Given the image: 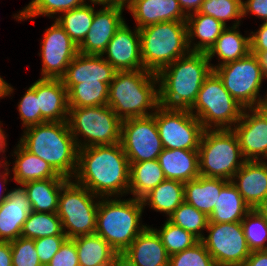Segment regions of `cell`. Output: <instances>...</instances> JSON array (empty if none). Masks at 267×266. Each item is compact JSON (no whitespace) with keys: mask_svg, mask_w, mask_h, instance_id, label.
<instances>
[{"mask_svg":"<svg viewBox=\"0 0 267 266\" xmlns=\"http://www.w3.org/2000/svg\"><path fill=\"white\" fill-rule=\"evenodd\" d=\"M143 68L157 74L189 54L186 22L166 21L139 29Z\"/></svg>","mask_w":267,"mask_h":266,"instance_id":"8992f818","label":"cell"},{"mask_svg":"<svg viewBox=\"0 0 267 266\" xmlns=\"http://www.w3.org/2000/svg\"><path fill=\"white\" fill-rule=\"evenodd\" d=\"M198 152L199 174L205 177L231 181L246 161L232 129L204 130Z\"/></svg>","mask_w":267,"mask_h":266,"instance_id":"52a82bcc","label":"cell"},{"mask_svg":"<svg viewBox=\"0 0 267 266\" xmlns=\"http://www.w3.org/2000/svg\"><path fill=\"white\" fill-rule=\"evenodd\" d=\"M250 34L251 53L258 55L267 51V22H263L256 32Z\"/></svg>","mask_w":267,"mask_h":266,"instance_id":"c3c4849f","label":"cell"},{"mask_svg":"<svg viewBox=\"0 0 267 266\" xmlns=\"http://www.w3.org/2000/svg\"><path fill=\"white\" fill-rule=\"evenodd\" d=\"M242 5L243 17H246L248 13H252L264 22H267V0H243Z\"/></svg>","mask_w":267,"mask_h":266,"instance_id":"681fc988","label":"cell"},{"mask_svg":"<svg viewBox=\"0 0 267 266\" xmlns=\"http://www.w3.org/2000/svg\"><path fill=\"white\" fill-rule=\"evenodd\" d=\"M125 6L138 29L166 21L186 22L187 18L178 0H126Z\"/></svg>","mask_w":267,"mask_h":266,"instance_id":"ffe728a7","label":"cell"},{"mask_svg":"<svg viewBox=\"0 0 267 266\" xmlns=\"http://www.w3.org/2000/svg\"><path fill=\"white\" fill-rule=\"evenodd\" d=\"M111 266H136L124 253H116Z\"/></svg>","mask_w":267,"mask_h":266,"instance_id":"11a10c76","label":"cell"},{"mask_svg":"<svg viewBox=\"0 0 267 266\" xmlns=\"http://www.w3.org/2000/svg\"><path fill=\"white\" fill-rule=\"evenodd\" d=\"M256 210L265 218L267 221V195L264 200L259 204Z\"/></svg>","mask_w":267,"mask_h":266,"instance_id":"91938a15","label":"cell"},{"mask_svg":"<svg viewBox=\"0 0 267 266\" xmlns=\"http://www.w3.org/2000/svg\"><path fill=\"white\" fill-rule=\"evenodd\" d=\"M141 200L144 207L149 205L168 218L185 201L184 183L165 179Z\"/></svg>","mask_w":267,"mask_h":266,"instance_id":"d6a6232c","label":"cell"},{"mask_svg":"<svg viewBox=\"0 0 267 266\" xmlns=\"http://www.w3.org/2000/svg\"><path fill=\"white\" fill-rule=\"evenodd\" d=\"M126 6H103L95 10L90 30L78 46V53L84 55H102L116 31L125 19L122 13Z\"/></svg>","mask_w":267,"mask_h":266,"instance_id":"e0dca14e","label":"cell"},{"mask_svg":"<svg viewBox=\"0 0 267 266\" xmlns=\"http://www.w3.org/2000/svg\"><path fill=\"white\" fill-rule=\"evenodd\" d=\"M55 235H65L62 222L57 213L31 211L24 222L21 237L39 239Z\"/></svg>","mask_w":267,"mask_h":266,"instance_id":"8d00e7d4","label":"cell"},{"mask_svg":"<svg viewBox=\"0 0 267 266\" xmlns=\"http://www.w3.org/2000/svg\"><path fill=\"white\" fill-rule=\"evenodd\" d=\"M5 161V162H4ZM2 160L0 161V168H4V171H2V173L0 172V179L3 181V183L6 185L7 184V178L8 175L10 174V169H9V165L10 163H8L7 159L6 160ZM2 163V164H1ZM1 185V184H0ZM2 193H0V200H6L7 196H8V192H6V194H4V191H2Z\"/></svg>","mask_w":267,"mask_h":266,"instance_id":"db71d44e","label":"cell"},{"mask_svg":"<svg viewBox=\"0 0 267 266\" xmlns=\"http://www.w3.org/2000/svg\"><path fill=\"white\" fill-rule=\"evenodd\" d=\"M103 55H107L104 59L117 71L144 69L139 29L136 27L132 31L124 22L108 43Z\"/></svg>","mask_w":267,"mask_h":266,"instance_id":"ac0fdd59","label":"cell"},{"mask_svg":"<svg viewBox=\"0 0 267 266\" xmlns=\"http://www.w3.org/2000/svg\"><path fill=\"white\" fill-rule=\"evenodd\" d=\"M67 178L34 180L22 186L30 201L32 211L57 213L61 188L69 181Z\"/></svg>","mask_w":267,"mask_h":266,"instance_id":"f1b7e54d","label":"cell"},{"mask_svg":"<svg viewBox=\"0 0 267 266\" xmlns=\"http://www.w3.org/2000/svg\"><path fill=\"white\" fill-rule=\"evenodd\" d=\"M228 182L226 179L200 175L184 183L185 202L209 216L215 207L221 189Z\"/></svg>","mask_w":267,"mask_h":266,"instance_id":"4316f807","label":"cell"},{"mask_svg":"<svg viewBox=\"0 0 267 266\" xmlns=\"http://www.w3.org/2000/svg\"><path fill=\"white\" fill-rule=\"evenodd\" d=\"M12 156H16L12 167L13 180L19 185L34 180L65 178L59 175L47 162L27 151L20 143Z\"/></svg>","mask_w":267,"mask_h":266,"instance_id":"f546056e","label":"cell"},{"mask_svg":"<svg viewBox=\"0 0 267 266\" xmlns=\"http://www.w3.org/2000/svg\"><path fill=\"white\" fill-rule=\"evenodd\" d=\"M93 5H102L103 6H125L126 0H89ZM86 2V0H85Z\"/></svg>","mask_w":267,"mask_h":266,"instance_id":"9f6ffc18","label":"cell"},{"mask_svg":"<svg viewBox=\"0 0 267 266\" xmlns=\"http://www.w3.org/2000/svg\"><path fill=\"white\" fill-rule=\"evenodd\" d=\"M67 89L69 107L107 105L109 85L104 82L64 84Z\"/></svg>","mask_w":267,"mask_h":266,"instance_id":"d590c367","label":"cell"},{"mask_svg":"<svg viewBox=\"0 0 267 266\" xmlns=\"http://www.w3.org/2000/svg\"><path fill=\"white\" fill-rule=\"evenodd\" d=\"M73 180L100 198L128 194L130 163L121 143L79 149Z\"/></svg>","mask_w":267,"mask_h":266,"instance_id":"6da1fadb","label":"cell"},{"mask_svg":"<svg viewBox=\"0 0 267 266\" xmlns=\"http://www.w3.org/2000/svg\"><path fill=\"white\" fill-rule=\"evenodd\" d=\"M238 30L239 25L226 27L206 53L210 63L215 54L219 61L222 60L217 65L211 64L213 70L228 62L239 60L251 52L250 35L243 36Z\"/></svg>","mask_w":267,"mask_h":266,"instance_id":"83f0119b","label":"cell"},{"mask_svg":"<svg viewBox=\"0 0 267 266\" xmlns=\"http://www.w3.org/2000/svg\"><path fill=\"white\" fill-rule=\"evenodd\" d=\"M267 116V101L258 107Z\"/></svg>","mask_w":267,"mask_h":266,"instance_id":"6125c7cd","label":"cell"},{"mask_svg":"<svg viewBox=\"0 0 267 266\" xmlns=\"http://www.w3.org/2000/svg\"><path fill=\"white\" fill-rule=\"evenodd\" d=\"M153 229L159 235L169 256L178 252H182L183 250L192 247L199 241V239L192 233L172 224L168 220L165 221L160 230L157 228Z\"/></svg>","mask_w":267,"mask_h":266,"instance_id":"ab89813d","label":"cell"},{"mask_svg":"<svg viewBox=\"0 0 267 266\" xmlns=\"http://www.w3.org/2000/svg\"><path fill=\"white\" fill-rule=\"evenodd\" d=\"M12 266H42L35 250L34 239L19 237L10 242Z\"/></svg>","mask_w":267,"mask_h":266,"instance_id":"f6af8a7d","label":"cell"},{"mask_svg":"<svg viewBox=\"0 0 267 266\" xmlns=\"http://www.w3.org/2000/svg\"><path fill=\"white\" fill-rule=\"evenodd\" d=\"M169 266H217L201 240L182 252L169 256Z\"/></svg>","mask_w":267,"mask_h":266,"instance_id":"7bdbcfd3","label":"cell"},{"mask_svg":"<svg viewBox=\"0 0 267 266\" xmlns=\"http://www.w3.org/2000/svg\"><path fill=\"white\" fill-rule=\"evenodd\" d=\"M206 230L201 241L217 266H239L250 256L241 222L208 223Z\"/></svg>","mask_w":267,"mask_h":266,"instance_id":"4fadbf2b","label":"cell"},{"mask_svg":"<svg viewBox=\"0 0 267 266\" xmlns=\"http://www.w3.org/2000/svg\"><path fill=\"white\" fill-rule=\"evenodd\" d=\"M257 57L260 61L264 78L267 79V51L259 53Z\"/></svg>","mask_w":267,"mask_h":266,"instance_id":"680465c9","label":"cell"},{"mask_svg":"<svg viewBox=\"0 0 267 266\" xmlns=\"http://www.w3.org/2000/svg\"><path fill=\"white\" fill-rule=\"evenodd\" d=\"M249 250H267V221L256 210L251 209L241 221Z\"/></svg>","mask_w":267,"mask_h":266,"instance_id":"60d3db41","label":"cell"},{"mask_svg":"<svg viewBox=\"0 0 267 266\" xmlns=\"http://www.w3.org/2000/svg\"><path fill=\"white\" fill-rule=\"evenodd\" d=\"M36 98L41 116L47 122H67L68 95L62 79H38L36 81Z\"/></svg>","mask_w":267,"mask_h":266,"instance_id":"603a6c76","label":"cell"},{"mask_svg":"<svg viewBox=\"0 0 267 266\" xmlns=\"http://www.w3.org/2000/svg\"><path fill=\"white\" fill-rule=\"evenodd\" d=\"M95 7L89 3L61 13L55 21L66 31L78 47L90 30L94 18Z\"/></svg>","mask_w":267,"mask_h":266,"instance_id":"e575fe53","label":"cell"},{"mask_svg":"<svg viewBox=\"0 0 267 266\" xmlns=\"http://www.w3.org/2000/svg\"><path fill=\"white\" fill-rule=\"evenodd\" d=\"M211 64L206 53L190 52L160 70L156 74L159 106L190 109L205 78L213 70Z\"/></svg>","mask_w":267,"mask_h":266,"instance_id":"7a4b0ae2","label":"cell"},{"mask_svg":"<svg viewBox=\"0 0 267 266\" xmlns=\"http://www.w3.org/2000/svg\"><path fill=\"white\" fill-rule=\"evenodd\" d=\"M231 182L251 209H256L267 195V161H245Z\"/></svg>","mask_w":267,"mask_h":266,"instance_id":"7402d4cb","label":"cell"},{"mask_svg":"<svg viewBox=\"0 0 267 266\" xmlns=\"http://www.w3.org/2000/svg\"><path fill=\"white\" fill-rule=\"evenodd\" d=\"M167 220L192 233L199 240L205 236L203 230L206 231L209 223V217L205 213L197 210L185 201L167 218Z\"/></svg>","mask_w":267,"mask_h":266,"instance_id":"f35d334b","label":"cell"},{"mask_svg":"<svg viewBox=\"0 0 267 266\" xmlns=\"http://www.w3.org/2000/svg\"><path fill=\"white\" fill-rule=\"evenodd\" d=\"M204 0H178L183 12L188 16L198 12Z\"/></svg>","mask_w":267,"mask_h":266,"instance_id":"f5cc1de1","label":"cell"},{"mask_svg":"<svg viewBox=\"0 0 267 266\" xmlns=\"http://www.w3.org/2000/svg\"><path fill=\"white\" fill-rule=\"evenodd\" d=\"M5 200H0V206H1V204L4 202Z\"/></svg>","mask_w":267,"mask_h":266,"instance_id":"be15d7a7","label":"cell"},{"mask_svg":"<svg viewBox=\"0 0 267 266\" xmlns=\"http://www.w3.org/2000/svg\"><path fill=\"white\" fill-rule=\"evenodd\" d=\"M157 85V75L148 70L117 71L109 85L107 105L121 120L150 116L159 107Z\"/></svg>","mask_w":267,"mask_h":266,"instance_id":"277c9868","label":"cell"},{"mask_svg":"<svg viewBox=\"0 0 267 266\" xmlns=\"http://www.w3.org/2000/svg\"><path fill=\"white\" fill-rule=\"evenodd\" d=\"M99 199L72 179L61 188L57 215L67 238L95 234Z\"/></svg>","mask_w":267,"mask_h":266,"instance_id":"30bf717a","label":"cell"},{"mask_svg":"<svg viewBox=\"0 0 267 266\" xmlns=\"http://www.w3.org/2000/svg\"><path fill=\"white\" fill-rule=\"evenodd\" d=\"M250 210L235 185L229 181L221 189L215 207L208 216L209 223L241 222Z\"/></svg>","mask_w":267,"mask_h":266,"instance_id":"4dcf8cb0","label":"cell"},{"mask_svg":"<svg viewBox=\"0 0 267 266\" xmlns=\"http://www.w3.org/2000/svg\"><path fill=\"white\" fill-rule=\"evenodd\" d=\"M221 78L225 89L246 108H258L267 101L260 96V88L265 79L257 55L249 53L239 60L231 61L214 69Z\"/></svg>","mask_w":267,"mask_h":266,"instance_id":"8fae6325","label":"cell"},{"mask_svg":"<svg viewBox=\"0 0 267 266\" xmlns=\"http://www.w3.org/2000/svg\"><path fill=\"white\" fill-rule=\"evenodd\" d=\"M40 46L41 78L61 79L73 58L78 54V47L55 20L50 28L45 30Z\"/></svg>","mask_w":267,"mask_h":266,"instance_id":"9a60e30c","label":"cell"},{"mask_svg":"<svg viewBox=\"0 0 267 266\" xmlns=\"http://www.w3.org/2000/svg\"><path fill=\"white\" fill-rule=\"evenodd\" d=\"M2 122L0 121V125ZM4 129L1 128L0 126V153L3 152V154L6 152L5 147L7 146V141H6V135L5 132L3 131Z\"/></svg>","mask_w":267,"mask_h":266,"instance_id":"94428289","label":"cell"},{"mask_svg":"<svg viewBox=\"0 0 267 266\" xmlns=\"http://www.w3.org/2000/svg\"><path fill=\"white\" fill-rule=\"evenodd\" d=\"M155 121L163 148L198 151L205 129L189 109L159 106Z\"/></svg>","mask_w":267,"mask_h":266,"instance_id":"7c38bea8","label":"cell"},{"mask_svg":"<svg viewBox=\"0 0 267 266\" xmlns=\"http://www.w3.org/2000/svg\"><path fill=\"white\" fill-rule=\"evenodd\" d=\"M102 55H84L78 53L61 78L63 84L84 82H104L110 85L117 70Z\"/></svg>","mask_w":267,"mask_h":266,"instance_id":"44dd1931","label":"cell"},{"mask_svg":"<svg viewBox=\"0 0 267 266\" xmlns=\"http://www.w3.org/2000/svg\"><path fill=\"white\" fill-rule=\"evenodd\" d=\"M123 253L136 266H169L165 246L157 232L148 225Z\"/></svg>","mask_w":267,"mask_h":266,"instance_id":"cb8c5ba5","label":"cell"},{"mask_svg":"<svg viewBox=\"0 0 267 266\" xmlns=\"http://www.w3.org/2000/svg\"><path fill=\"white\" fill-rule=\"evenodd\" d=\"M66 239V235H55L34 239L35 250L37 251L42 266H47L50 263L51 258L60 249Z\"/></svg>","mask_w":267,"mask_h":266,"instance_id":"bcb514c9","label":"cell"},{"mask_svg":"<svg viewBox=\"0 0 267 266\" xmlns=\"http://www.w3.org/2000/svg\"><path fill=\"white\" fill-rule=\"evenodd\" d=\"M18 103V111L24 129L47 122L41 116L38 99L36 98V81L30 85Z\"/></svg>","mask_w":267,"mask_h":266,"instance_id":"ee69618b","label":"cell"},{"mask_svg":"<svg viewBox=\"0 0 267 266\" xmlns=\"http://www.w3.org/2000/svg\"><path fill=\"white\" fill-rule=\"evenodd\" d=\"M186 25L190 51L199 53H207L227 27L212 16L199 12L188 15ZM195 37L199 39L196 44L192 42Z\"/></svg>","mask_w":267,"mask_h":266,"instance_id":"484cf974","label":"cell"},{"mask_svg":"<svg viewBox=\"0 0 267 266\" xmlns=\"http://www.w3.org/2000/svg\"><path fill=\"white\" fill-rule=\"evenodd\" d=\"M232 130L246 161L267 159V116L259 108L244 109Z\"/></svg>","mask_w":267,"mask_h":266,"instance_id":"2e32d148","label":"cell"},{"mask_svg":"<svg viewBox=\"0 0 267 266\" xmlns=\"http://www.w3.org/2000/svg\"><path fill=\"white\" fill-rule=\"evenodd\" d=\"M80 266H111L117 253L97 234L74 237Z\"/></svg>","mask_w":267,"mask_h":266,"instance_id":"1f68e13d","label":"cell"},{"mask_svg":"<svg viewBox=\"0 0 267 266\" xmlns=\"http://www.w3.org/2000/svg\"><path fill=\"white\" fill-rule=\"evenodd\" d=\"M239 266H267V250L252 251L250 256Z\"/></svg>","mask_w":267,"mask_h":266,"instance_id":"f907efd6","label":"cell"},{"mask_svg":"<svg viewBox=\"0 0 267 266\" xmlns=\"http://www.w3.org/2000/svg\"><path fill=\"white\" fill-rule=\"evenodd\" d=\"M0 266H12L10 242L0 241Z\"/></svg>","mask_w":267,"mask_h":266,"instance_id":"816d5d0a","label":"cell"},{"mask_svg":"<svg viewBox=\"0 0 267 266\" xmlns=\"http://www.w3.org/2000/svg\"><path fill=\"white\" fill-rule=\"evenodd\" d=\"M243 0H204L198 11L216 20L221 21L225 26L228 20H234L232 26L240 25V19L243 18Z\"/></svg>","mask_w":267,"mask_h":266,"instance_id":"b9f144b4","label":"cell"},{"mask_svg":"<svg viewBox=\"0 0 267 266\" xmlns=\"http://www.w3.org/2000/svg\"><path fill=\"white\" fill-rule=\"evenodd\" d=\"M47 266H80L73 238H67Z\"/></svg>","mask_w":267,"mask_h":266,"instance_id":"7dc6e473","label":"cell"},{"mask_svg":"<svg viewBox=\"0 0 267 266\" xmlns=\"http://www.w3.org/2000/svg\"><path fill=\"white\" fill-rule=\"evenodd\" d=\"M120 143L129 163L157 159L164 148L155 121V112L147 117L122 120Z\"/></svg>","mask_w":267,"mask_h":266,"instance_id":"5bb4252c","label":"cell"},{"mask_svg":"<svg viewBox=\"0 0 267 266\" xmlns=\"http://www.w3.org/2000/svg\"><path fill=\"white\" fill-rule=\"evenodd\" d=\"M13 87L9 85L1 76H0V99L10 96L13 93Z\"/></svg>","mask_w":267,"mask_h":266,"instance_id":"6f0895ef","label":"cell"},{"mask_svg":"<svg viewBox=\"0 0 267 266\" xmlns=\"http://www.w3.org/2000/svg\"><path fill=\"white\" fill-rule=\"evenodd\" d=\"M244 107L225 89L221 78L212 72L205 78L189 111L205 130L232 129L241 119Z\"/></svg>","mask_w":267,"mask_h":266,"instance_id":"ba28073f","label":"cell"},{"mask_svg":"<svg viewBox=\"0 0 267 266\" xmlns=\"http://www.w3.org/2000/svg\"><path fill=\"white\" fill-rule=\"evenodd\" d=\"M19 143L47 162L59 175L73 179L78 165V146L67 122H44L23 130Z\"/></svg>","mask_w":267,"mask_h":266,"instance_id":"3957f363","label":"cell"},{"mask_svg":"<svg viewBox=\"0 0 267 266\" xmlns=\"http://www.w3.org/2000/svg\"><path fill=\"white\" fill-rule=\"evenodd\" d=\"M67 123L79 149L120 143L122 120L108 105L69 107Z\"/></svg>","mask_w":267,"mask_h":266,"instance_id":"9c48e42d","label":"cell"},{"mask_svg":"<svg viewBox=\"0 0 267 266\" xmlns=\"http://www.w3.org/2000/svg\"><path fill=\"white\" fill-rule=\"evenodd\" d=\"M102 199V200H101ZM144 206L141 199L100 198L95 234L117 253H123L147 227L140 223Z\"/></svg>","mask_w":267,"mask_h":266,"instance_id":"5b68a950","label":"cell"},{"mask_svg":"<svg viewBox=\"0 0 267 266\" xmlns=\"http://www.w3.org/2000/svg\"><path fill=\"white\" fill-rule=\"evenodd\" d=\"M8 191L0 206V241L12 242L21 236L24 222L32 211L30 201L22 185Z\"/></svg>","mask_w":267,"mask_h":266,"instance_id":"d6986e66","label":"cell"},{"mask_svg":"<svg viewBox=\"0 0 267 266\" xmlns=\"http://www.w3.org/2000/svg\"><path fill=\"white\" fill-rule=\"evenodd\" d=\"M85 3V0H32L23 10H19V13L15 14L13 18L18 21L32 19L39 15L54 18L56 14L61 15V13L75 9Z\"/></svg>","mask_w":267,"mask_h":266,"instance_id":"74e56055","label":"cell"},{"mask_svg":"<svg viewBox=\"0 0 267 266\" xmlns=\"http://www.w3.org/2000/svg\"><path fill=\"white\" fill-rule=\"evenodd\" d=\"M166 179L186 183L199 177V152L164 148L157 158Z\"/></svg>","mask_w":267,"mask_h":266,"instance_id":"d4e9b609","label":"cell"},{"mask_svg":"<svg viewBox=\"0 0 267 266\" xmlns=\"http://www.w3.org/2000/svg\"><path fill=\"white\" fill-rule=\"evenodd\" d=\"M166 178L157 159L130 163V184L128 194L142 199Z\"/></svg>","mask_w":267,"mask_h":266,"instance_id":"836d02e7","label":"cell"}]
</instances>
